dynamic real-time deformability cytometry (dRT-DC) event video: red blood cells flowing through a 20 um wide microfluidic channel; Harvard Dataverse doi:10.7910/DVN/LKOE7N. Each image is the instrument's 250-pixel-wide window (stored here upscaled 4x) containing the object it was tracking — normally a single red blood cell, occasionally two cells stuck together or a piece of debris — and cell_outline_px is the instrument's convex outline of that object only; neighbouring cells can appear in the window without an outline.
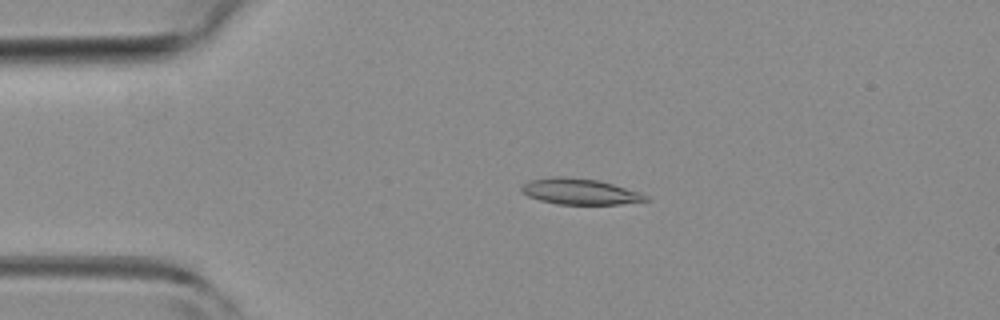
{"species": "common noctule bat (a hibernating species)", "species_latin": "Nyctalus noctula", "temperature_condition": "room temperature", "stored_images_in_passage": 46, "camera_frame_rate_fps": 3000, "um_per_image_px": 0.085, "animal": {"sex": "female", "body_mass_g": 19.3, "forearm_length_mm": 54.1}, "frame": {"image": 1, "passage_image": 9, "time_ms": 2.667, "image_size_px": [1000, 320], "cell_outline_px": [[652, 200], [620, 204], [556, 204], [540, 200], [528, 196], [520, 192], [520, 184], [532, 180], [552, 176], [560, 176], [600, 180], [640, 192], [648, 196]], "centroid_in_image_um": [49.28, 16.28], "position_along_channel_um": 35.7, "area_um2": 18.96}}
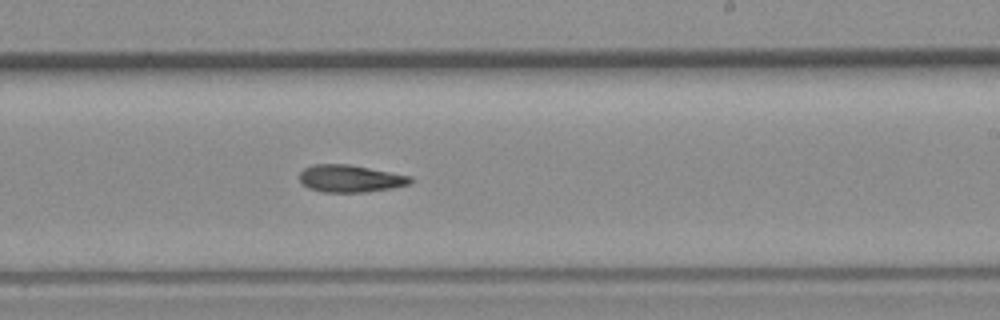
{"frame": {"image": 2, "passage_image": 27, "time_ms": 8.667, "image_size_px": [1000, 320], "cell_outline_px": [[412, 180], [408, 184], [392, 188], [364, 192], [324, 192], [308, 188], [300, 180], [300, 172], [304, 168], [312, 164], [348, 164], [412, 176]], "centroid_in_image_um": [29.75, 15.17], "position_along_channel_um": 259.2, "area_um2": 17.51}}
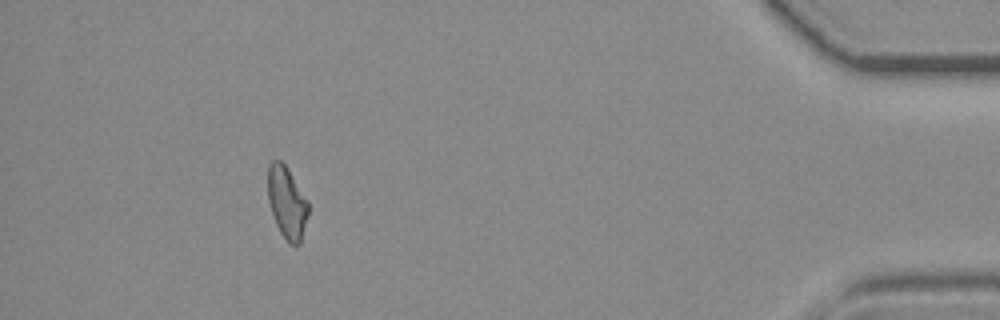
{"frame": {"image": 3, "passage_image": 42, "time_ms": 13.667, "image_size_px": [1000, 320], "cell_outline_px": [[308, 216], [300, 244], [288, 244], [280, 232], [276, 224], [268, 200], [268, 164], [272, 160], [280, 160], [288, 168], [308, 200]], "centroid_in_image_um": [24.39, 17.21], "position_along_channel_um": 410.8, "area_um2": 17.05}, "authors_computed_cell_mechanics": {"area_um2": 17.8602, "velocity_mm_per_s": 4.325, "shape_relaxation_time_tau1_ms": 10.7944, "shape_relaxation_time_tau2_ms": null, "deformation_change_tau1": 0.2513, "deformation_change_tau2": null}}